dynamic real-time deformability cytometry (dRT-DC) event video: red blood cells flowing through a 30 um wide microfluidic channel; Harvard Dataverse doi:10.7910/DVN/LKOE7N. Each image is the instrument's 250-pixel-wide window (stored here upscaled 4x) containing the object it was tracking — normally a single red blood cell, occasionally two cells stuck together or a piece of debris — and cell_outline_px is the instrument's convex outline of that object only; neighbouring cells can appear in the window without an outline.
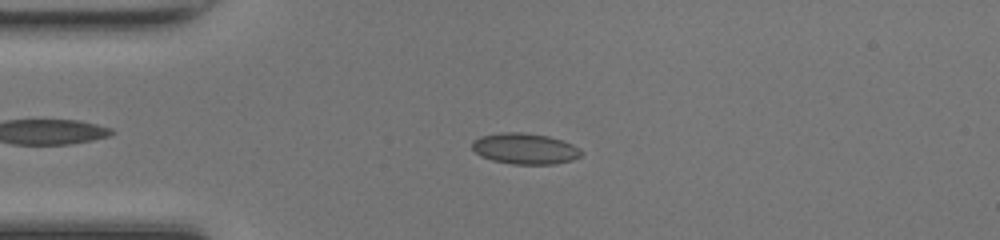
{"species": "common noctule bat (a hibernating species)", "species_latin": "Nyctalus noctula", "temperature_condition": "room temperature", "stored_images_in_passage": 48, "camera_frame_rate_fps": 3000, "um_per_image_px": 0.085, "animal": {"sex": "female", "body_mass_g": 17.0, "forearm_length_mm": 48.0}, "frame": {"image": 1, "passage_image": 12, "time_ms": 3.667, "image_size_px": [1000, 240], "cell_outline_px": [[584, 152], [580, 156], [572, 160], [556, 164], [512, 164], [492, 160], [480, 156], [472, 148], [472, 140], [480, 136], [500, 132], [524, 132], [548, 136], [572, 144], [580, 148]], "centroid_in_image_um": [44.61, 12.63], "position_along_channel_um": 40.4, "area_um2": 19.83}}
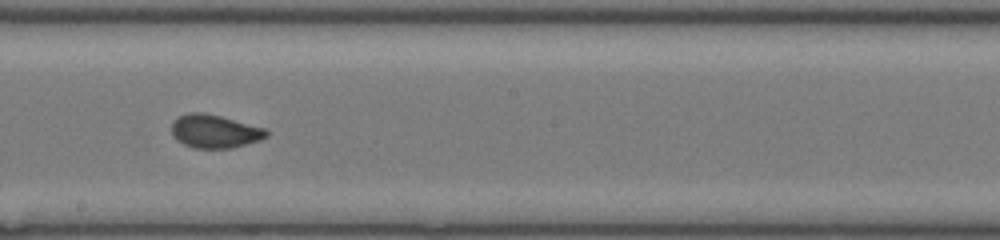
{"frame": {"image": 2, "passage_image": 27, "time_ms": 8.667, "image_size_px": [1000, 240], "cell_outline_px": [[268, 136], [260, 140], [232, 148], [196, 148], [184, 144], [176, 140], [172, 136], [172, 120], [188, 112], [204, 112], [220, 116], [264, 128], [268, 132]], "centroid_in_image_um": [18.22, 11.16], "position_along_channel_um": 230.0, "area_um2": 18.38}}
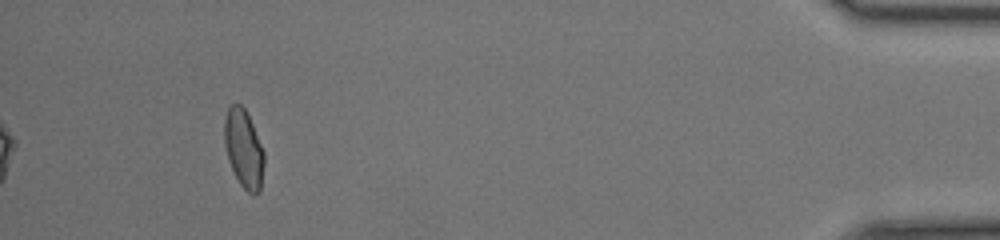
{"frame": {"image": 3, "passage_image": 45, "time_ms": 14.667, "image_size_px": [1000, 240], "cell_outline_px": [[264, 164], [260, 192], [256, 196], [252, 196], [240, 184], [228, 160], [224, 144], [224, 120], [228, 108], [232, 104], [240, 104], [244, 108], [252, 124], [264, 152]], "centroid_in_image_um": [20.71, 12.68], "position_along_channel_um": 414.5, "area_um2": 18.09}, "authors_computed_cell_mechanics": {"area_um2": 18.2648, "velocity_mm_per_s": 4.294, "shape_relaxation_time_tau1_ms": 11.1151, "shape_relaxation_time_tau2_ms": 0.788, "deformation_change_tau1": 0.235, "deformation_change_tau2": 0.0475}}